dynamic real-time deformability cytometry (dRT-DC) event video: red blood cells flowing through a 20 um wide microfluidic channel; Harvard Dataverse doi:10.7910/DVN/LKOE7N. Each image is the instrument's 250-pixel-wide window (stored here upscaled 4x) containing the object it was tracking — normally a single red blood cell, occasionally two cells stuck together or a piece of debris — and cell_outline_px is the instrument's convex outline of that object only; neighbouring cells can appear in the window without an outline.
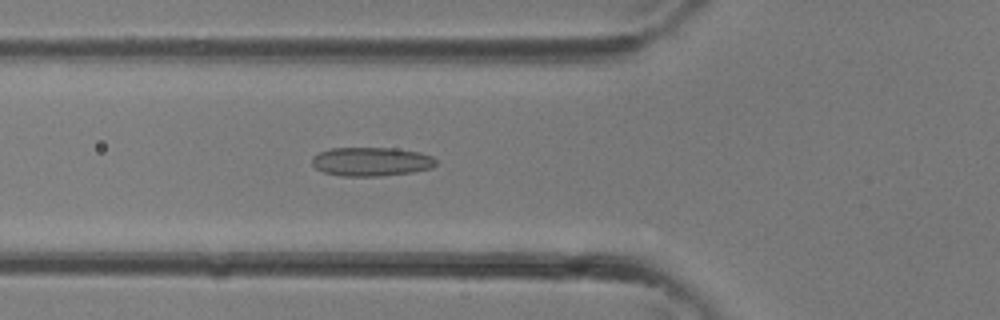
{"species": "common noctule bat (a hibernating species)", "species_latin": "Nyctalus noctula", "temperature_condition": "room temperature", "stored_images_in_passage": 29, "camera_frame_rate_fps": 3000, "um_per_image_px": 0.085, "animal": {"sex": "female"}, "frame": {"image": 1, "passage_image": 8, "time_ms": 2.333, "image_size_px": [1000, 320], "cell_outline_px": [[436, 164], [432, 168], [412, 172], [380, 176], [340, 176], [324, 172], [316, 168], [312, 164], [312, 156], [320, 152], [332, 148], [396, 148], [420, 152], [432, 156], [436, 160]], "centroid_in_image_um": [31.57, 13.74], "position_along_channel_um": 94.2, "area_um2": 20.92}}
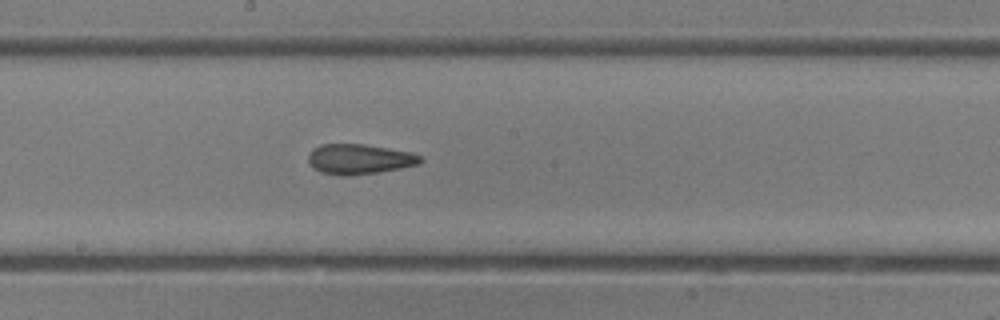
{"frame": {"image": 2, "passage_image": 14, "time_ms": 4.333, "image_size_px": [1000, 320], "cell_outline_px": [[424, 160], [420, 164], [400, 168], [376, 172], [348, 176], [340, 176], [320, 172], [312, 168], [308, 160], [308, 156], [312, 148], [320, 144], [364, 144], [412, 152], [420, 156]], "centroid_in_image_um": [30.52, 13.52], "position_along_channel_um": 217.7, "area_um2": 19.83}}
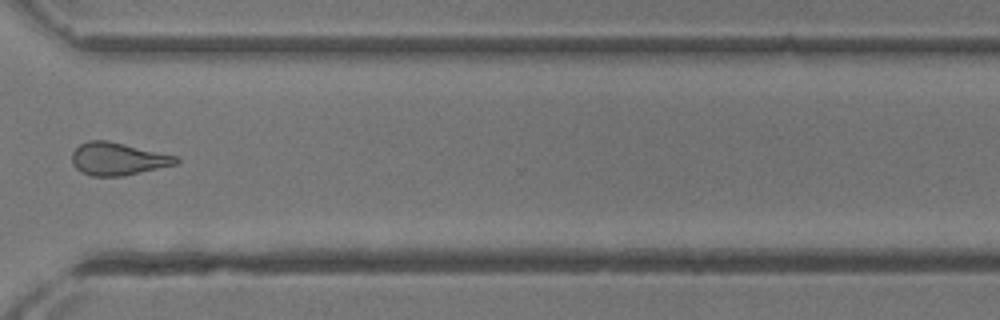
{"frame": {"image": 3, "passage_image": 21, "time_ms": 6.667, "image_size_px": [1000, 320], "cell_outline_px": [[180, 160], [176, 164], [124, 176], [92, 176], [80, 172], [72, 164], [72, 152], [80, 144], [88, 140], [108, 140], [176, 156]], "centroid_in_image_um": [9.98, 13.51], "position_along_channel_um": 360.6, "area_um2": 19.77}}